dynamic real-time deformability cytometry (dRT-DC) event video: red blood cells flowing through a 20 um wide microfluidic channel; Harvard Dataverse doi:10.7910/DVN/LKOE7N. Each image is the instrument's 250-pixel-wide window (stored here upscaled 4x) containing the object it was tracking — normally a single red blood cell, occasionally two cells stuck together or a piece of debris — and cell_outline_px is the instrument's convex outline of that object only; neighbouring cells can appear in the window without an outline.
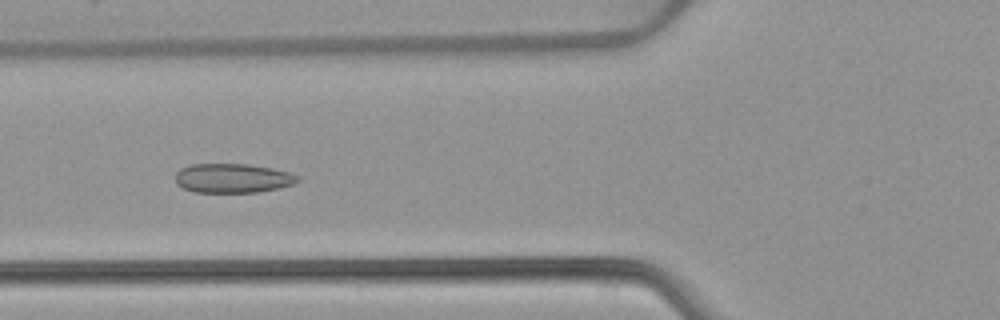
{"species": "common noctule bat (a hibernating species)", "species_latin": "Nyctalus noctula", "temperature_condition": "warm", "stored_images_in_passage": 53, "camera_frame_rate_fps": 3000, "um_per_image_px": 0.085, "animal": {"sex": "female", "body_mass_g": 22.7, "forearm_length_mm": 54.2}, "frame": {"image": 1, "passage_image": 20, "time_ms": 6.333, "image_size_px": [1000, 320], "cell_outline_px": [[300, 180], [296, 184], [256, 192], [196, 192], [184, 188], [176, 184], [176, 172], [180, 168], [192, 164], [248, 164], [272, 168], [288, 172], [300, 176]], "centroid_in_image_um": [19.79, 15.14], "position_along_channel_um": 106.0, "area_um2": 20.87}}
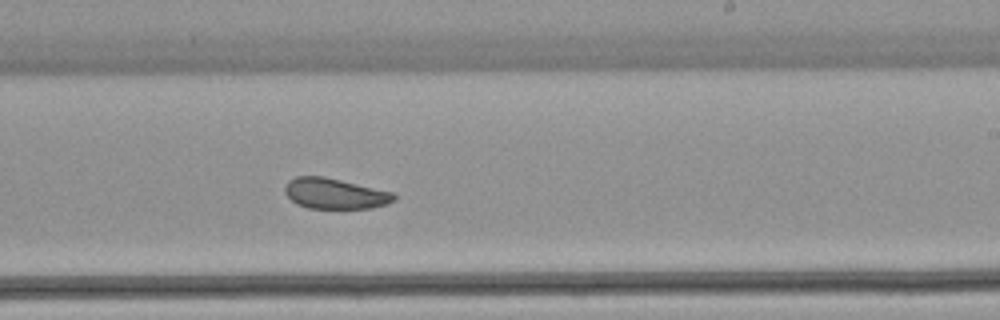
{"frame": {"image": 2, "passage_image": 32, "time_ms": 10.333, "image_size_px": [1000, 320], "cell_outline_px": [[396, 200], [384, 204], [368, 208], [308, 208], [296, 204], [284, 192], [284, 184], [288, 180], [296, 176], [324, 176], [392, 192], [396, 196]], "centroid_in_image_um": [28.41, 16.44], "position_along_channel_um": 260.6, "area_um2": 19.36}}
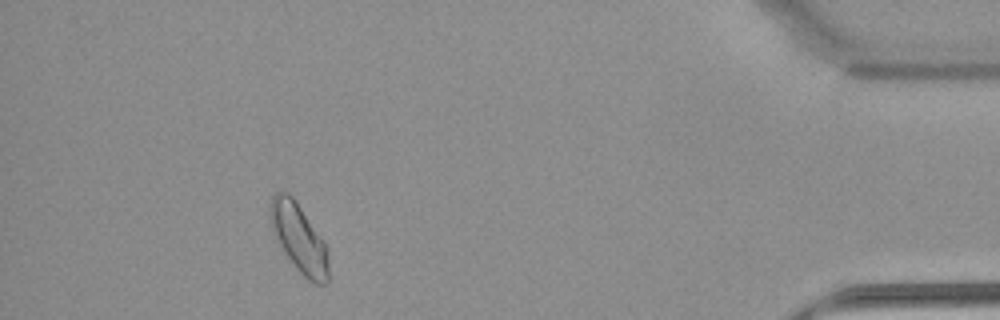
{"frame": {"image": 3, "passage_image": 48, "time_ms": 15.667, "image_size_px": [1000, 320], "cell_outline_px": [[328, 284], [316, 284], [308, 280], [296, 268], [272, 232], [268, 216], [268, 208], [272, 196], [276, 192], [288, 192], [296, 200], [324, 240], [328, 252]], "centroid_in_image_um": [25.4, 20.2], "position_along_channel_um": 409.8, "area_um2": 23.47}, "authors_computed_cell_mechanics": {"area_um2": 21.8484, "velocity_mm_per_s": 3.8742, "shape_relaxation_time_tau1_ms": 8.1186, "shape_relaxation_time_tau2_ms": 1.9792, "deformation_change_tau1": 0.0986, "deformation_change_tau2": 0.0588}}